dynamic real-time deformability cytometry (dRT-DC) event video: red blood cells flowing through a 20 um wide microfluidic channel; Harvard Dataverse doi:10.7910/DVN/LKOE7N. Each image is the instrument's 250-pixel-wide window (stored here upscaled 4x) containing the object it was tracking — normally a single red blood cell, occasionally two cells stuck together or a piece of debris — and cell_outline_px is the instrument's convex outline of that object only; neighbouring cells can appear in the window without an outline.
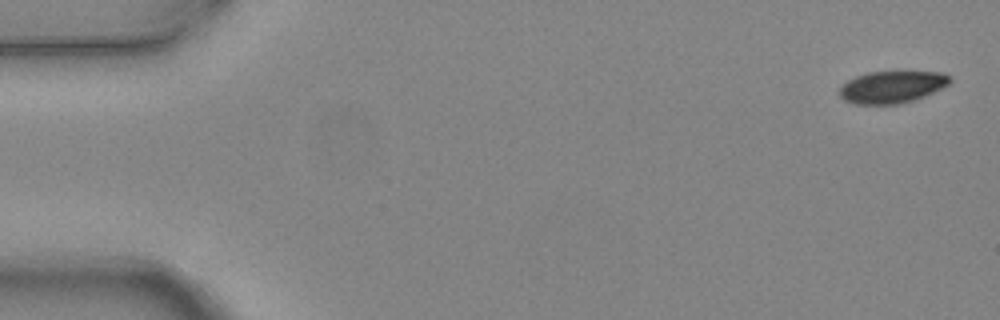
{"species": "common noctule bat (a hibernating species)", "species_latin": "Nyctalus noctula", "temperature_condition": "warm", "stored_images_in_passage": 5, "camera_frame_rate_fps": 3000, "um_per_image_px": 0.085, "animal": {"sex": "female", "body_mass_g": 24.6, "forearm_length_mm": 56.2}, "frame": {"image": 1, "passage_image": 1, "time_ms": 0.0, "image_size_px": [1000, 320], "cell_outline_px": [[952, 80], [948, 84], [916, 100], [900, 104], [856, 104], [844, 100], [840, 96], [840, 88], [848, 80], [856, 76], [868, 72], [944, 72]], "centroid_in_image_um": [75.81, 7.4], "position_along_channel_um": 9.2, "area_um2": 20.46}}
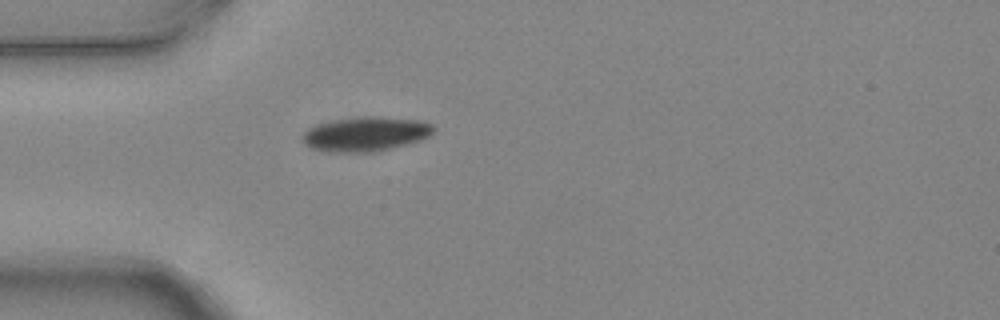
{"frame": {"image": 2, "passage_image": 5, "time_ms": 1.333, "image_size_px": [1000, 320], "cell_outline_px": [[436, 132], [420, 140], [408, 144], [368, 152], [332, 152], [312, 148], [300, 140], [300, 136], [308, 128], [320, 124], [340, 120], [372, 116], [380, 116], [424, 120], [432, 124], [436, 128]], "centroid_in_image_um": [31.14, 11.39], "position_along_channel_um": 53.9, "area_um2": 26.13}}